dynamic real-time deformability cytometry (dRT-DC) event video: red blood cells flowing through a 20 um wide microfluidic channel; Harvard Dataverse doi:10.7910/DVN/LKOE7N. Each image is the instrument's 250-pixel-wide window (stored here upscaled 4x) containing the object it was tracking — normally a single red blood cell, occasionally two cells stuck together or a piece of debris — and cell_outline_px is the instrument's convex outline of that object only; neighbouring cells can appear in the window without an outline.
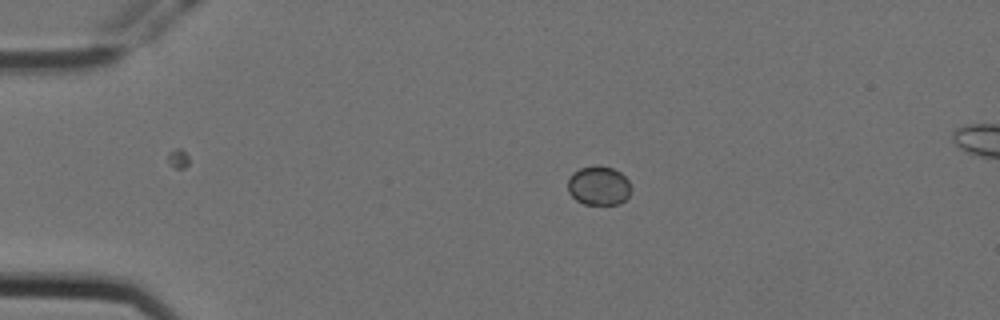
{"species": "Egyptian fruit bat (a non-hibernating species)", "species_latin": "Rousettus aegyptiacus", "temperature_condition": "cold", "stored_images_in_passage": 4, "camera_frame_rate_fps": 3000, "um_per_image_px": 0.085, "animal": {"sex": "female"}, "frame": {"image": 1, "passage_image": 2, "time_ms": 0.333, "image_size_px": [1000, 320], "cell_outline_px": [[632, 188], [628, 196], [620, 204], [584, 204], [576, 200], [568, 192], [568, 180], [572, 172], [580, 168], [596, 164], [612, 168], [620, 172], [628, 180]], "centroid_in_image_um": [50.88, 15.77], "position_along_channel_um": 34.1, "area_um2": 14.57}}